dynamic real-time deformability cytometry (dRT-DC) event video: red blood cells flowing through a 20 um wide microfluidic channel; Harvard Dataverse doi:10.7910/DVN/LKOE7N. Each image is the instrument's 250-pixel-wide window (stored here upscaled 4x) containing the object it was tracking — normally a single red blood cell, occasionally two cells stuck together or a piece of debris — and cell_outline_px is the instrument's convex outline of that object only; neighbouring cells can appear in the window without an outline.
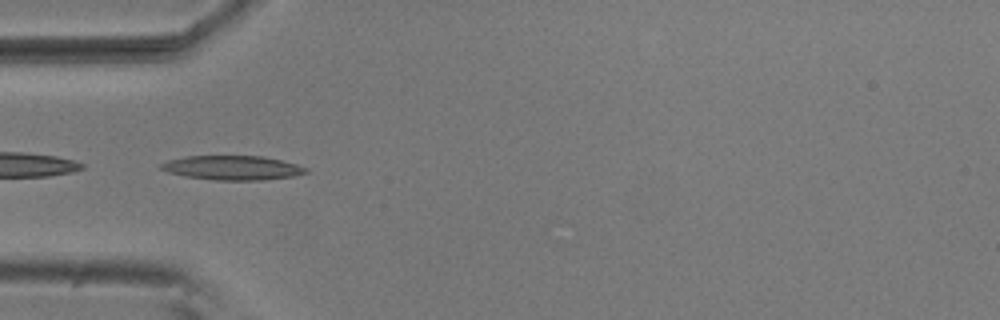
{"species": "common noctule bat (a hibernating species)", "species_latin": "Nyctalus noctula", "temperature_condition": "room temperature", "stored_images_in_passage": 7, "camera_frame_rate_fps": 3000, "um_per_image_px": 0.085, "animal": {"sex": "male", "body_mass_g": 20.5, "forearm_length_mm": 52.5}, "frame": {"image": 1, "passage_image": 5, "time_ms": 1.333, "image_size_px": [1000, 320], "cell_outline_px": [[308, 172], [296, 176], [264, 180], [216, 180], [184, 176], [168, 172], [160, 168], [160, 164], [168, 160], [184, 156], [264, 156], [296, 164], [308, 168]], "centroid_in_image_um": [19.77, 14.26], "position_along_channel_um": 65.2, "area_um2": 20.58}}
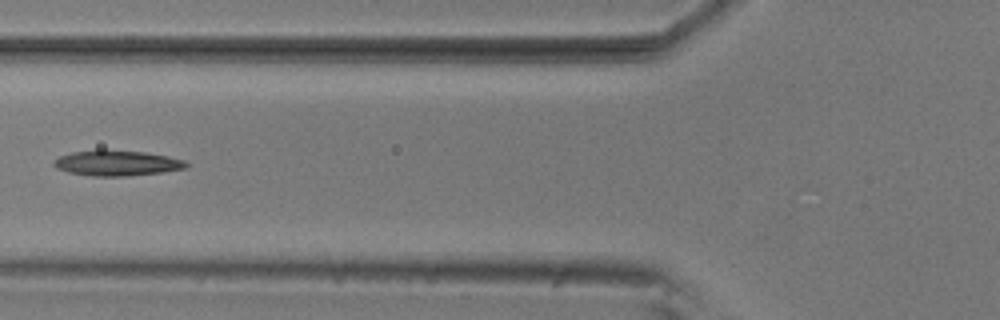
{"frame": {"image": 2, "passage_image": 6, "time_ms": 1.667, "image_size_px": [1000, 320], "cell_outline_px": [[188, 164], [184, 168], [160, 172], [124, 176], [92, 176], [68, 172], [56, 168], [52, 164], [60, 156], [72, 152], [100, 148], [144, 152], [168, 156], [184, 160]], "centroid_in_image_um": [9.89, 13.84], "position_along_channel_um": 115.9, "area_um2": 19.65}}
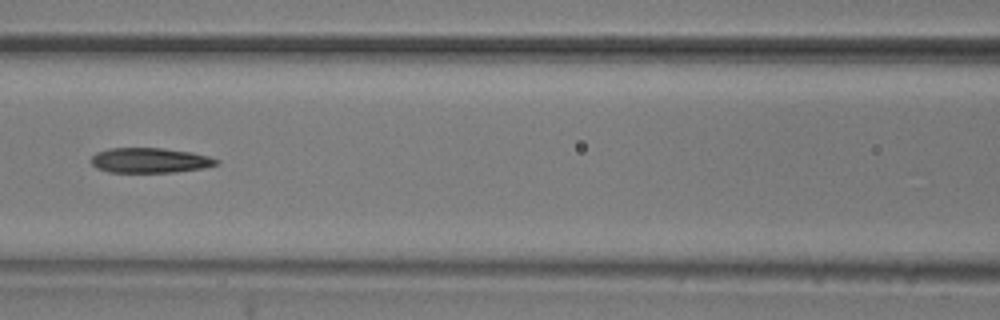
{"frame": {"image": 3, "passage_image": 7, "time_ms": 2.0, "image_size_px": [1000, 320], "cell_outline_px": [[220, 164], [204, 168], [176, 172], [108, 172], [96, 168], [88, 160], [96, 152], [108, 148], [160, 148], [192, 152], [208, 156], [220, 160]], "centroid_in_image_um": [12.73, 13.63], "position_along_channel_um": 153.9, "area_um2": 18.5}}